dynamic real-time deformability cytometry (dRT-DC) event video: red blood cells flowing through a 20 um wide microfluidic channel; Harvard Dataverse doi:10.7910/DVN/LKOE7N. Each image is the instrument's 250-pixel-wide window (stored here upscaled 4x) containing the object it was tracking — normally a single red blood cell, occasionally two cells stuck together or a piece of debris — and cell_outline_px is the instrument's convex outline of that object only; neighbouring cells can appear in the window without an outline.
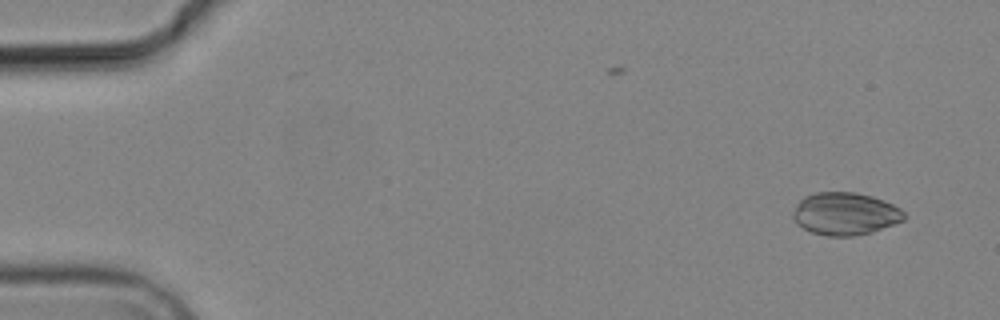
{"species": "common noctule bat (a hibernating species)", "species_latin": "Nyctalus noctula", "temperature_condition": "cold", "stored_images_in_passage": 4, "camera_frame_rate_fps": 3000, "um_per_image_px": 0.085, "animal": {"sex": "male", "body_mass_g": 19.2, "forearm_length_mm": 51.8}, "frame": {"image": 1, "passage_image": 1, "time_ms": 0.0, "image_size_px": [1000, 320], "cell_outline_px": [[908, 216], [904, 220], [872, 232], [852, 236], [824, 236], [812, 232], [796, 224], [792, 216], [792, 212], [796, 204], [804, 196], [816, 192], [856, 192], [872, 196], [884, 200], [900, 208]], "centroid_in_image_um": [71.83, 18.16], "position_along_channel_um": 13.2, "area_um2": 27.8}}
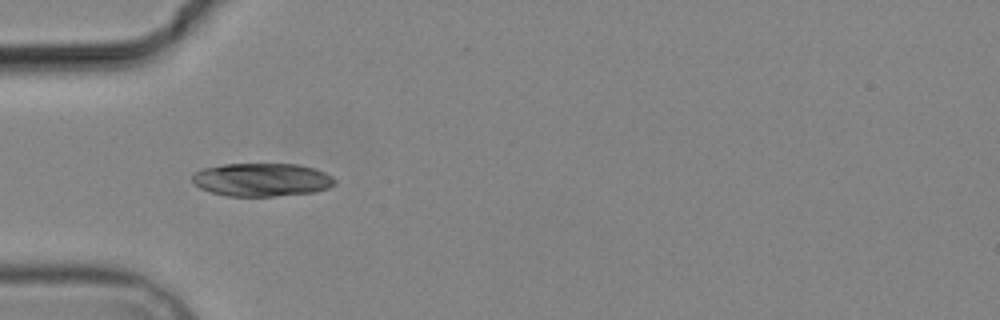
{"frame": {"image": 2, "passage_image": 4, "time_ms": 4.667, "image_size_px": [1000, 320], "cell_outline_px": [[336, 184], [328, 188], [316, 192], [276, 196], [228, 196], [212, 192], [200, 188], [192, 180], [192, 172], [204, 168], [224, 164], [296, 164], [316, 168], [332, 176], [336, 180]], "centroid_in_image_um": [22.28, 15.27], "position_along_channel_um": 62.7, "area_um2": 27.74}}